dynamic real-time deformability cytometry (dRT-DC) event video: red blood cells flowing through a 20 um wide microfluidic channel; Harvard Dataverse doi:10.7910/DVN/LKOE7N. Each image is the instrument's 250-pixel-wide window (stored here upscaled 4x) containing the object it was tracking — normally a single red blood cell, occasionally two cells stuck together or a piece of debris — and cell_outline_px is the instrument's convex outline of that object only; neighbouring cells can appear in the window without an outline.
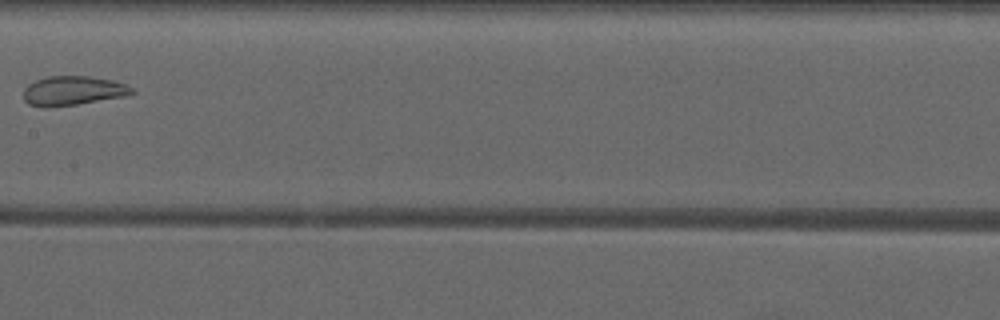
{"species": "common noctule bat (a hibernating species)", "species_latin": "Nyctalus noctula", "temperature_condition": "warm", "stored_images_in_passage": 6, "camera_frame_rate_fps": 3000, "um_per_image_px": 0.085, "animal": {"sex": "male", "forearm_length_mm": 52.5}, "frame": {"image": 1, "passage_image": 5, "time_ms": 5.667, "image_size_px": [1000, 320], "cell_outline_px": [[136, 92], [124, 96], [76, 104], [48, 108], [44, 108], [28, 104], [24, 100], [24, 88], [28, 84], [36, 80], [48, 76], [88, 76], [112, 80], [128, 84]], "centroid_in_image_um": [6.18, 7.71], "position_along_channel_um": 201.2, "area_um2": 18.55}}
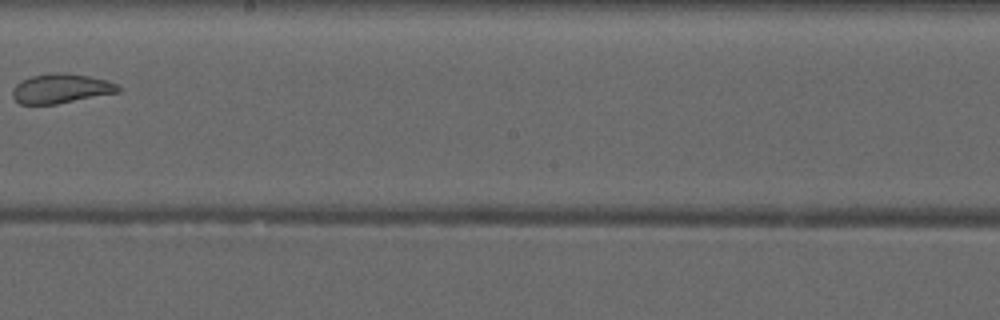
{"frame": {"image": 2, "passage_image": 6, "time_ms": 6.667, "image_size_px": [1000, 320], "cell_outline_px": [[120, 92], [56, 104], [20, 104], [12, 96], [12, 92], [16, 84], [20, 80], [32, 76], [52, 72], [64, 72], [88, 76], [108, 80], [116, 84], [120, 88]], "centroid_in_image_um": [5.18, 7.52], "position_along_channel_um": 243.0, "area_um2": 18.21}}